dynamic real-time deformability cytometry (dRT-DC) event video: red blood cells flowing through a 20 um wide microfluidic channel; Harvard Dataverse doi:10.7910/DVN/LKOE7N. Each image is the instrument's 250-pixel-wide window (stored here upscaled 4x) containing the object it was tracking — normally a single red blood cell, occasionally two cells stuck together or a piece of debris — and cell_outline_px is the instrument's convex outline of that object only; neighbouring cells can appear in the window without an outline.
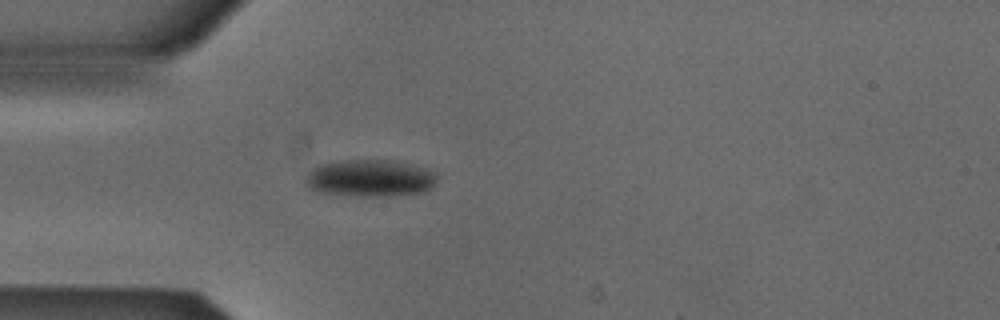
{"species": "Egyptian fruit bat (a non-hibernating species)", "species_latin": "Rousettus aegyptiacus", "temperature_condition": "cold", "stored_images_in_passage": 5, "camera_frame_rate_fps": 3000, "um_per_image_px": 0.085, "animal": {"sex": "male"}, "frame": {"image": 1, "passage_image": 5, "time_ms": 1.333, "image_size_px": [1000, 320], "cell_outline_px": [[436, 184], [432, 188], [424, 192], [388, 196], [356, 196], [320, 192], [308, 188], [304, 180], [304, 176], [308, 172], [320, 164], [344, 160], [384, 160], [416, 164], [432, 172], [436, 176]], "centroid_in_image_um": [31.44, 15.15], "position_along_channel_um": 53.6, "area_um2": 28.55}}